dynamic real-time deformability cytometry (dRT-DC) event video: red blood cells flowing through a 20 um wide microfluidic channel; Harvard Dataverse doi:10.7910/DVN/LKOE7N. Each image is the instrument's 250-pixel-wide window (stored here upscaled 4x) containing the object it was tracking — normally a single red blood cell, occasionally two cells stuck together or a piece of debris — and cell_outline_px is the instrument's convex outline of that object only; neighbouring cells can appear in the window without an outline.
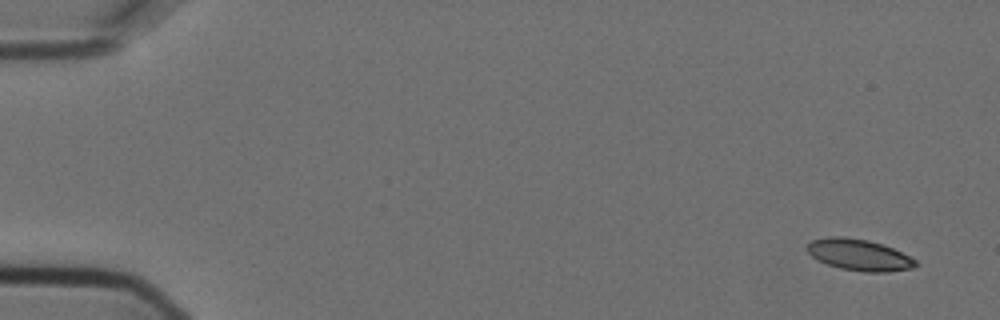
{"species": "Egyptian fruit bat (a non-hibernating species)", "species_latin": "Rousettus aegyptiacus", "temperature_condition": "cold", "stored_images_in_passage": 5, "camera_frame_rate_fps": 3000, "um_per_image_px": 0.085, "animal": {"sex": "female"}, "frame": {"image": 1, "passage_image": 1, "time_ms": 0.0, "image_size_px": [1000, 320], "cell_outline_px": [[920, 264], [912, 268], [888, 272], [864, 272], [840, 268], [828, 264], [812, 256], [804, 248], [812, 240], [828, 236], [844, 236], [868, 240], [892, 248], [916, 260]], "centroid_in_image_um": [73.01, 21.66], "position_along_channel_um": 12.0, "area_um2": 19.77}}
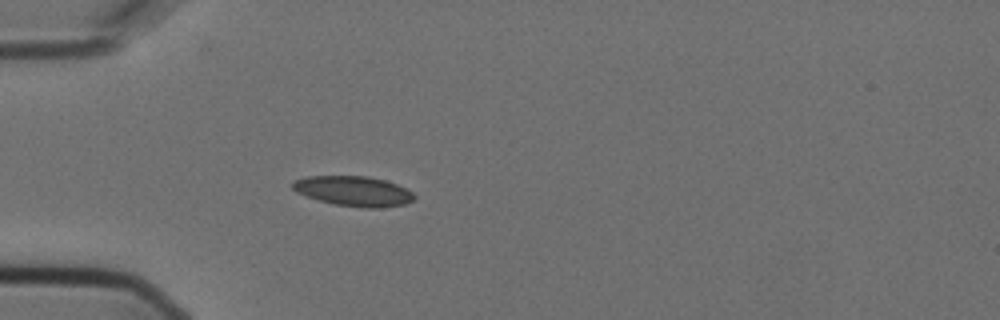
{"frame": {"image": 2, "passage_image": 5, "time_ms": 1.333, "image_size_px": [1000, 320], "cell_outline_px": [[416, 196], [412, 200], [404, 204], [380, 208], [364, 208], [332, 204], [296, 192], [292, 188], [292, 180], [308, 176], [368, 176], [384, 180], [396, 184], [412, 192]], "centroid_in_image_um": [30.03, 16.24], "position_along_channel_um": 55.0, "area_um2": 21.21}}